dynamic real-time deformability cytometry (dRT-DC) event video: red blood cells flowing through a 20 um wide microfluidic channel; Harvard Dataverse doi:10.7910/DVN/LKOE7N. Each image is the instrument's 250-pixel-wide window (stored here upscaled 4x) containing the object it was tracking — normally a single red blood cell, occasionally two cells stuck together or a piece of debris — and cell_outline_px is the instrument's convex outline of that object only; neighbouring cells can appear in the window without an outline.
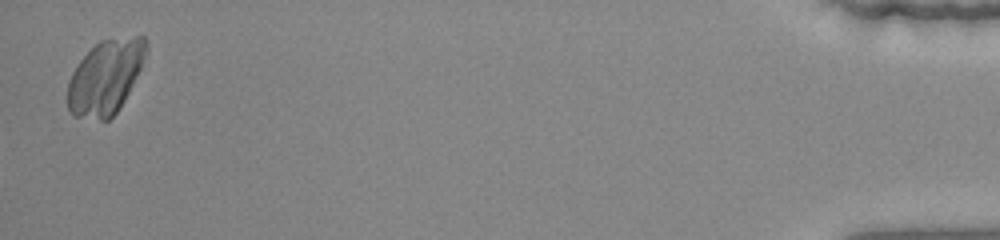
{"species": "common noctule bat (a hibernating species)", "species_latin": "Nyctalus noctula", "temperature_condition": "warm", "stored_images_in_passage": 42, "camera_frame_rate_fps": 3000, "um_per_image_px": 0.085, "animal": {"sex": "female", "body_mass_g": 22.0, "forearm_length_mm": 56.7}, "frame": {"image": 1, "passage_image": 42, "time_ms": 13.667, "image_size_px": [1000, 240], "cell_outline_px": [[148, 52], [120, 108], [108, 120], [100, 120], [72, 116], [68, 112], [68, 80], [76, 64], [100, 40], [132, 36], [144, 36], [148, 44]], "centroid_in_image_um": [8.95, 6.55], "position_along_channel_um": 426.2, "area_um2": 33.93}}